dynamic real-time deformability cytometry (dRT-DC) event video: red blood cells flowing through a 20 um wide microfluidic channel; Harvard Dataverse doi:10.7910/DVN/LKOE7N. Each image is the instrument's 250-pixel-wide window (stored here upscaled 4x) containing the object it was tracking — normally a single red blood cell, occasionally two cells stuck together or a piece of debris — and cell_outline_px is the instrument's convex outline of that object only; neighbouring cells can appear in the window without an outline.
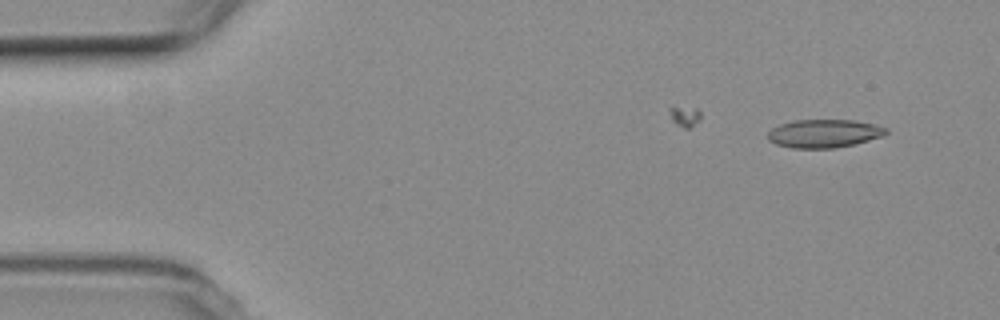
{"species": "common noctule bat (a hibernating species)", "species_latin": "Nyctalus noctula", "temperature_condition": "room temperature", "stored_images_in_passage": 5, "camera_frame_rate_fps": 3000, "um_per_image_px": 0.085, "animal": {"sex": "female", "body_mass_g": 19.3, "forearm_length_mm": 54.1}, "frame": {"image": 1, "passage_image": 2, "time_ms": 2.667, "image_size_px": [1000, 320], "cell_outline_px": [[888, 132], [884, 136], [856, 144], [836, 148], [792, 148], [776, 144], [768, 140], [768, 132], [772, 128], [780, 124], [796, 120], [852, 120], [872, 124], [888, 128]], "centroid_in_image_um": [70.06, 11.35], "position_along_channel_um": 14.9, "area_um2": 19.54}}
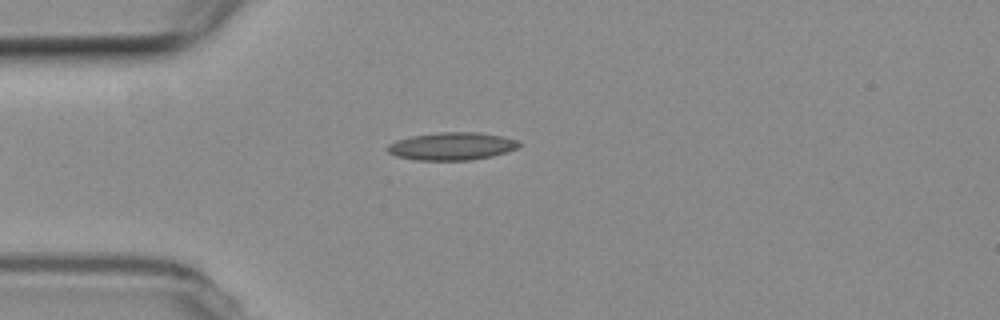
{"frame": {"image": 2, "passage_image": 5, "time_ms": 6.0, "image_size_px": [1000, 320], "cell_outline_px": [[520, 144], [516, 148], [492, 156], [472, 160], [416, 160], [396, 156], [388, 152], [388, 144], [412, 136], [440, 132], [480, 132], [520, 140]], "centroid_in_image_um": [38.43, 12.43], "position_along_channel_um": 46.6, "area_um2": 21.04}}